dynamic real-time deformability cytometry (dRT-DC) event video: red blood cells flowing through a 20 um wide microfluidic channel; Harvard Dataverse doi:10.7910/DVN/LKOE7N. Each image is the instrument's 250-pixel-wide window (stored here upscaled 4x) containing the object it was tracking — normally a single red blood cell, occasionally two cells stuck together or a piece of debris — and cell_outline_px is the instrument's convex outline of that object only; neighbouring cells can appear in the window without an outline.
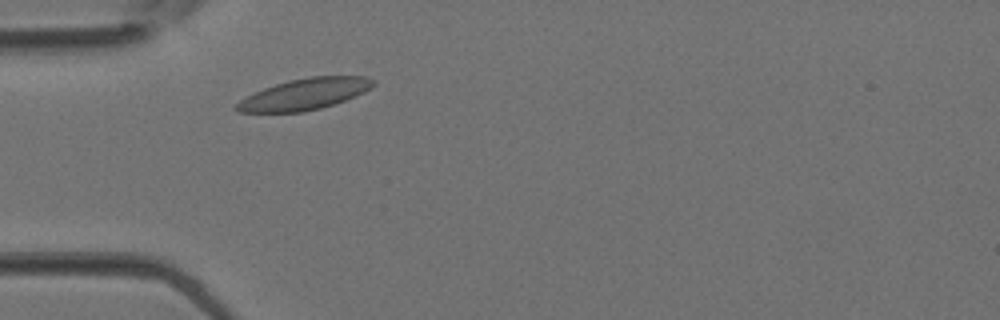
{"species": "Egyptian fruit bat (a non-hibernating species)", "species_latin": "Rousettus aegyptiacus", "temperature_condition": "room temperature", "stored_images_in_passage": 1, "camera_frame_rate_fps": 3000, "um_per_image_px": 0.085, "animal": {"sex": "female"}, "frame": {"image": 1, "passage_image": 1, "time_ms": 0.0, "image_size_px": [1000, 320], "cell_outline_px": [[376, 84], [372, 88], [356, 96], [320, 108], [304, 112], [236, 112], [232, 108], [240, 100], [264, 88], [288, 80], [308, 76], [368, 76], [376, 80]], "centroid_in_image_um": [25.92, 7.99], "position_along_channel_um": 59.1, "area_um2": 24.97}}